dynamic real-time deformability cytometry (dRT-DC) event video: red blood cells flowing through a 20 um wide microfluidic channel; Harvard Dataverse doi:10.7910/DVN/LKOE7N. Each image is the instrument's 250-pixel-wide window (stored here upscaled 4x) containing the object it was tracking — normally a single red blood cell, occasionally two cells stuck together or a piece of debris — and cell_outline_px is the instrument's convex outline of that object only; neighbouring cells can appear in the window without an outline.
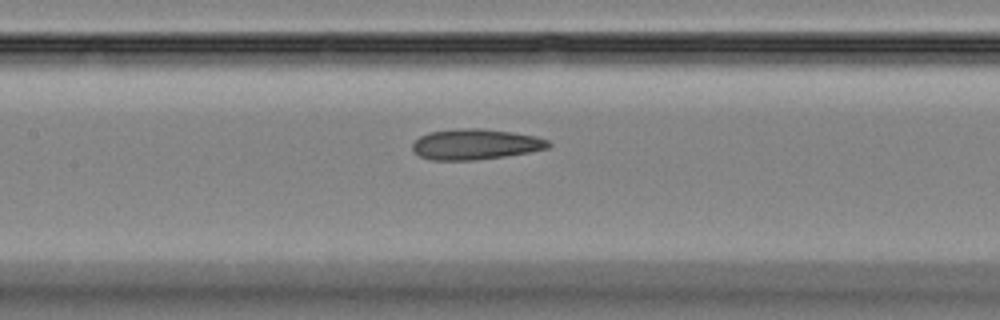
{"species": "Egyptian fruit bat (a non-hibernating species)", "species_latin": "Rousettus aegyptiacus", "temperature_condition": "room temperature", "stored_images_in_passage": 49, "camera_frame_rate_fps": 3000, "um_per_image_px": 0.085, "animal": {"sex": "female"}, "frame": {"image": 1, "passage_image": 23, "time_ms": 7.333, "image_size_px": [1000, 320], "cell_outline_px": [[552, 144], [548, 148], [528, 152], [504, 156], [476, 160], [428, 160], [412, 152], [412, 144], [420, 136], [428, 132], [464, 128], [480, 128], [512, 132], [536, 136], [548, 140]], "centroid_in_image_um": [40.38, 12.27], "position_along_channel_um": 167.0, "area_um2": 24.28}}
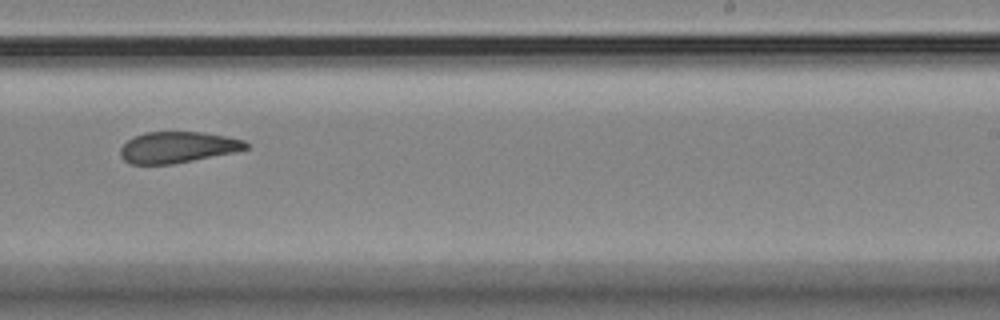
{"frame": {"image": 2, "passage_image": 31, "time_ms": 10.0, "image_size_px": [1000, 320], "cell_outline_px": [[248, 148], [236, 152], [172, 164], [128, 164], [120, 156], [120, 148], [128, 140], [144, 132], [204, 132], [244, 140], [248, 144]], "centroid_in_image_um": [15.09, 12.52], "position_along_channel_um": 273.9, "area_um2": 22.77}}
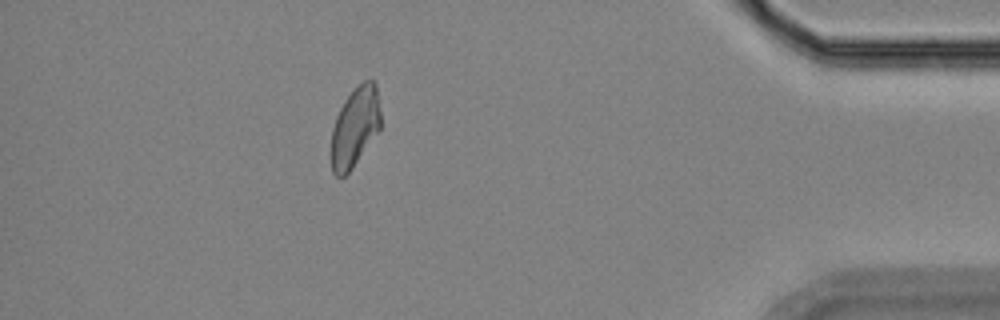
{"frame": {"image": 3, "passage_image": 44, "time_ms": 14.333, "image_size_px": [1000, 320], "cell_outline_px": [[380, 128], [352, 168], [344, 176], [336, 176], [332, 172], [332, 128], [336, 116], [344, 100], [356, 84], [364, 80], [376, 80], [380, 112]], "centroid_in_image_um": [30.18, 10.73], "position_along_channel_um": 405.0, "area_um2": 22.89}}